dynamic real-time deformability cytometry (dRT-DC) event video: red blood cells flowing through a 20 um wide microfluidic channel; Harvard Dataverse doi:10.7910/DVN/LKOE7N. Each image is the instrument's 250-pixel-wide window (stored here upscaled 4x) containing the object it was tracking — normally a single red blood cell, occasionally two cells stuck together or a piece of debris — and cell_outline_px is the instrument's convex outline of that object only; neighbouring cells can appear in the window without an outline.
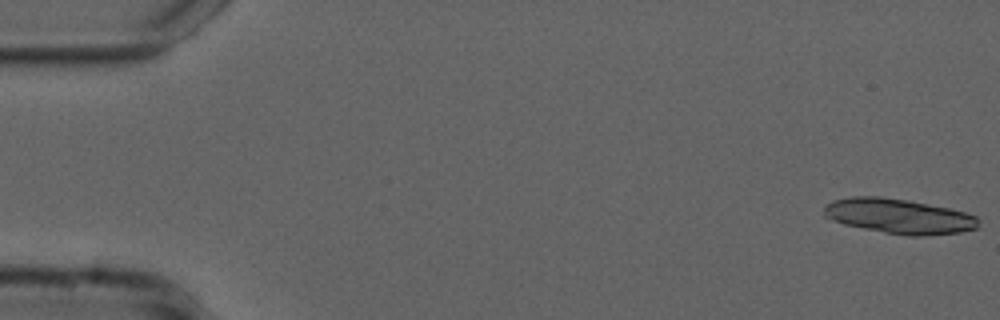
{"species": "common noctule bat (a hibernating species)", "species_latin": "Nyctalus noctula", "temperature_condition": "cold", "stored_images_in_passage": 13, "camera_frame_rate_fps": 3000, "um_per_image_px": 0.085, "animal": {"sex": "male", "forearm_length_mm": 52.5}, "frame": {"image": 1, "passage_image": 1, "time_ms": 0.0, "image_size_px": [1000, 320], "cell_outline_px": [[980, 220], [976, 228], [960, 232], [924, 236], [908, 236], [884, 232], [844, 224], [824, 216], [824, 208], [832, 200], [852, 196], [880, 196], [908, 200], [948, 208], [964, 212], [976, 216]], "centroid_in_image_um": [76.41, 18.37], "position_along_channel_um": 8.6, "area_um2": 31.27}}